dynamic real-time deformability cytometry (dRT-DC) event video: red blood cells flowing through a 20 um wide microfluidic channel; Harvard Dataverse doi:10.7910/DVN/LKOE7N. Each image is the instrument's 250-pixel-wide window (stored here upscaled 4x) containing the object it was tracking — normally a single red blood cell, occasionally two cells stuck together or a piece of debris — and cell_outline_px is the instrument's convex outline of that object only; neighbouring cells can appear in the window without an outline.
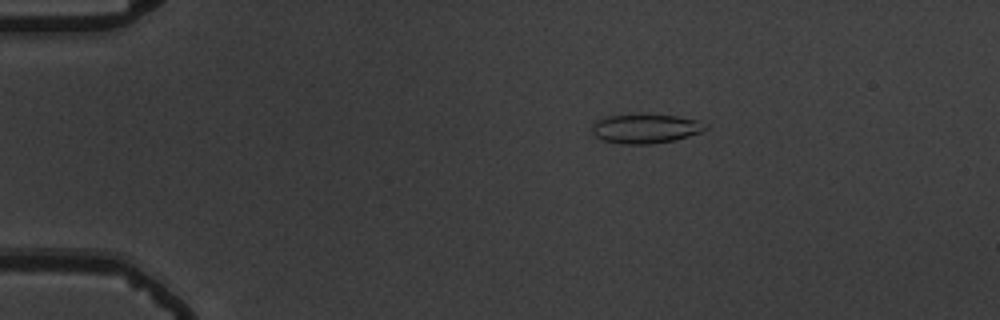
{"species": "common noctule bat (a hibernating species)", "species_latin": "Nyctalus noctula", "temperature_condition": "warm", "stored_images_in_passage": 19, "camera_frame_rate_fps": 3000, "um_per_image_px": 0.085, "animal": {"sex": "male", "body_mass_g": 19.5, "forearm_length_mm": 54.6}, "frame": {"image": 1, "passage_image": 11, "time_ms": 3.333, "image_size_px": [1000, 320], "cell_outline_px": [[708, 128], [704, 132], [672, 140], [652, 144], [620, 144], [604, 140], [596, 136], [592, 132], [592, 124], [596, 120], [608, 116], [676, 116], [696, 120], [708, 124]], "centroid_in_image_um": [54.89, 10.96], "position_along_channel_um": 30.1, "area_um2": 18.9}}